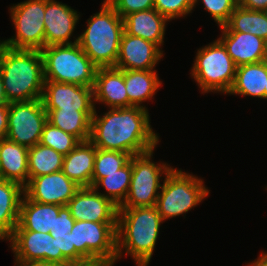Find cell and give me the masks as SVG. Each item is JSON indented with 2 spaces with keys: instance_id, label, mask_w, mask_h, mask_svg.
Wrapping results in <instances>:
<instances>
[{
  "instance_id": "1",
  "label": "cell",
  "mask_w": 267,
  "mask_h": 266,
  "mask_svg": "<svg viewBox=\"0 0 267 266\" xmlns=\"http://www.w3.org/2000/svg\"><path fill=\"white\" fill-rule=\"evenodd\" d=\"M148 109L110 108L91 119L89 141L98 149L129 153L132 156L155 149L159 136L150 125Z\"/></svg>"
},
{
  "instance_id": "2",
  "label": "cell",
  "mask_w": 267,
  "mask_h": 266,
  "mask_svg": "<svg viewBox=\"0 0 267 266\" xmlns=\"http://www.w3.org/2000/svg\"><path fill=\"white\" fill-rule=\"evenodd\" d=\"M0 76L9 103L41 99L45 81L41 51L0 43Z\"/></svg>"
},
{
  "instance_id": "3",
  "label": "cell",
  "mask_w": 267,
  "mask_h": 266,
  "mask_svg": "<svg viewBox=\"0 0 267 266\" xmlns=\"http://www.w3.org/2000/svg\"><path fill=\"white\" fill-rule=\"evenodd\" d=\"M163 222L156 206L118 208L117 260L125 249L136 266H148Z\"/></svg>"
},
{
  "instance_id": "4",
  "label": "cell",
  "mask_w": 267,
  "mask_h": 266,
  "mask_svg": "<svg viewBox=\"0 0 267 266\" xmlns=\"http://www.w3.org/2000/svg\"><path fill=\"white\" fill-rule=\"evenodd\" d=\"M90 16L78 44L98 68L115 67L124 33V21L106 1Z\"/></svg>"
},
{
  "instance_id": "5",
  "label": "cell",
  "mask_w": 267,
  "mask_h": 266,
  "mask_svg": "<svg viewBox=\"0 0 267 266\" xmlns=\"http://www.w3.org/2000/svg\"><path fill=\"white\" fill-rule=\"evenodd\" d=\"M44 80L94 86L98 67L84 53L78 42L51 45L41 50Z\"/></svg>"
},
{
  "instance_id": "6",
  "label": "cell",
  "mask_w": 267,
  "mask_h": 266,
  "mask_svg": "<svg viewBox=\"0 0 267 266\" xmlns=\"http://www.w3.org/2000/svg\"><path fill=\"white\" fill-rule=\"evenodd\" d=\"M209 191L201 178L172 168L165 175L156 208L166 221L188 213L208 196Z\"/></svg>"
},
{
  "instance_id": "7",
  "label": "cell",
  "mask_w": 267,
  "mask_h": 266,
  "mask_svg": "<svg viewBox=\"0 0 267 266\" xmlns=\"http://www.w3.org/2000/svg\"><path fill=\"white\" fill-rule=\"evenodd\" d=\"M237 66L223 43L217 39L198 49L191 75L202 93L228 94L235 80Z\"/></svg>"
},
{
  "instance_id": "8",
  "label": "cell",
  "mask_w": 267,
  "mask_h": 266,
  "mask_svg": "<svg viewBox=\"0 0 267 266\" xmlns=\"http://www.w3.org/2000/svg\"><path fill=\"white\" fill-rule=\"evenodd\" d=\"M153 152L154 149H151L132 156L130 187L124 203L119 208L156 206L162 176L168 174L172 167L168 163L156 164L152 160Z\"/></svg>"
},
{
  "instance_id": "9",
  "label": "cell",
  "mask_w": 267,
  "mask_h": 266,
  "mask_svg": "<svg viewBox=\"0 0 267 266\" xmlns=\"http://www.w3.org/2000/svg\"><path fill=\"white\" fill-rule=\"evenodd\" d=\"M117 222L75 221L72 245L86 261L113 266L117 260Z\"/></svg>"
},
{
  "instance_id": "10",
  "label": "cell",
  "mask_w": 267,
  "mask_h": 266,
  "mask_svg": "<svg viewBox=\"0 0 267 266\" xmlns=\"http://www.w3.org/2000/svg\"><path fill=\"white\" fill-rule=\"evenodd\" d=\"M16 30L14 37L0 43L13 49L39 50L45 47V0H26L10 7Z\"/></svg>"
},
{
  "instance_id": "11",
  "label": "cell",
  "mask_w": 267,
  "mask_h": 266,
  "mask_svg": "<svg viewBox=\"0 0 267 266\" xmlns=\"http://www.w3.org/2000/svg\"><path fill=\"white\" fill-rule=\"evenodd\" d=\"M47 112L41 99L9 103L6 139L26 148L40 142Z\"/></svg>"
},
{
  "instance_id": "12",
  "label": "cell",
  "mask_w": 267,
  "mask_h": 266,
  "mask_svg": "<svg viewBox=\"0 0 267 266\" xmlns=\"http://www.w3.org/2000/svg\"><path fill=\"white\" fill-rule=\"evenodd\" d=\"M15 259L44 260L55 266L71 264L62 253H57L55 238L50 233L36 231H14L7 239Z\"/></svg>"
},
{
  "instance_id": "13",
  "label": "cell",
  "mask_w": 267,
  "mask_h": 266,
  "mask_svg": "<svg viewBox=\"0 0 267 266\" xmlns=\"http://www.w3.org/2000/svg\"><path fill=\"white\" fill-rule=\"evenodd\" d=\"M45 110L95 112L93 88L78 84L44 81L41 97Z\"/></svg>"
},
{
  "instance_id": "14",
  "label": "cell",
  "mask_w": 267,
  "mask_h": 266,
  "mask_svg": "<svg viewBox=\"0 0 267 266\" xmlns=\"http://www.w3.org/2000/svg\"><path fill=\"white\" fill-rule=\"evenodd\" d=\"M81 187L62 171L29 178L24 194L32 201L66 206Z\"/></svg>"
},
{
  "instance_id": "15",
  "label": "cell",
  "mask_w": 267,
  "mask_h": 266,
  "mask_svg": "<svg viewBox=\"0 0 267 266\" xmlns=\"http://www.w3.org/2000/svg\"><path fill=\"white\" fill-rule=\"evenodd\" d=\"M75 221L117 222L118 206L92 187H81L67 203Z\"/></svg>"
},
{
  "instance_id": "16",
  "label": "cell",
  "mask_w": 267,
  "mask_h": 266,
  "mask_svg": "<svg viewBox=\"0 0 267 266\" xmlns=\"http://www.w3.org/2000/svg\"><path fill=\"white\" fill-rule=\"evenodd\" d=\"M163 56L162 48L141 37L122 35L115 68L119 70H155Z\"/></svg>"
},
{
  "instance_id": "17",
  "label": "cell",
  "mask_w": 267,
  "mask_h": 266,
  "mask_svg": "<svg viewBox=\"0 0 267 266\" xmlns=\"http://www.w3.org/2000/svg\"><path fill=\"white\" fill-rule=\"evenodd\" d=\"M80 14L70 6L56 0H45L44 29L45 47L51 45L73 44L70 41Z\"/></svg>"
},
{
  "instance_id": "18",
  "label": "cell",
  "mask_w": 267,
  "mask_h": 266,
  "mask_svg": "<svg viewBox=\"0 0 267 266\" xmlns=\"http://www.w3.org/2000/svg\"><path fill=\"white\" fill-rule=\"evenodd\" d=\"M236 66L267 60V42L251 33L222 32L218 38Z\"/></svg>"
},
{
  "instance_id": "19",
  "label": "cell",
  "mask_w": 267,
  "mask_h": 266,
  "mask_svg": "<svg viewBox=\"0 0 267 266\" xmlns=\"http://www.w3.org/2000/svg\"><path fill=\"white\" fill-rule=\"evenodd\" d=\"M94 104L110 108H128L124 70L115 67L98 68L93 86Z\"/></svg>"
},
{
  "instance_id": "20",
  "label": "cell",
  "mask_w": 267,
  "mask_h": 266,
  "mask_svg": "<svg viewBox=\"0 0 267 266\" xmlns=\"http://www.w3.org/2000/svg\"><path fill=\"white\" fill-rule=\"evenodd\" d=\"M124 31L129 35L153 42L159 48L163 45L166 23L169 20L155 8L133 12L123 18Z\"/></svg>"
},
{
  "instance_id": "21",
  "label": "cell",
  "mask_w": 267,
  "mask_h": 266,
  "mask_svg": "<svg viewBox=\"0 0 267 266\" xmlns=\"http://www.w3.org/2000/svg\"><path fill=\"white\" fill-rule=\"evenodd\" d=\"M63 206L44 204L22 196L18 224L14 231H36L50 233L54 228L55 217Z\"/></svg>"
},
{
  "instance_id": "22",
  "label": "cell",
  "mask_w": 267,
  "mask_h": 266,
  "mask_svg": "<svg viewBox=\"0 0 267 266\" xmlns=\"http://www.w3.org/2000/svg\"><path fill=\"white\" fill-rule=\"evenodd\" d=\"M0 179L22 187L28 184V148L6 138L0 140Z\"/></svg>"
},
{
  "instance_id": "23",
  "label": "cell",
  "mask_w": 267,
  "mask_h": 266,
  "mask_svg": "<svg viewBox=\"0 0 267 266\" xmlns=\"http://www.w3.org/2000/svg\"><path fill=\"white\" fill-rule=\"evenodd\" d=\"M96 147L88 140L80 142L63 159L62 172L80 187H91Z\"/></svg>"
},
{
  "instance_id": "24",
  "label": "cell",
  "mask_w": 267,
  "mask_h": 266,
  "mask_svg": "<svg viewBox=\"0 0 267 266\" xmlns=\"http://www.w3.org/2000/svg\"><path fill=\"white\" fill-rule=\"evenodd\" d=\"M22 195L20 184L0 179V240L8 239L18 224Z\"/></svg>"
},
{
  "instance_id": "25",
  "label": "cell",
  "mask_w": 267,
  "mask_h": 266,
  "mask_svg": "<svg viewBox=\"0 0 267 266\" xmlns=\"http://www.w3.org/2000/svg\"><path fill=\"white\" fill-rule=\"evenodd\" d=\"M124 83L128 95V108L146 109L147 107L141 104L151 100L162 84L156 70H124Z\"/></svg>"
},
{
  "instance_id": "26",
  "label": "cell",
  "mask_w": 267,
  "mask_h": 266,
  "mask_svg": "<svg viewBox=\"0 0 267 266\" xmlns=\"http://www.w3.org/2000/svg\"><path fill=\"white\" fill-rule=\"evenodd\" d=\"M267 83V60L238 66L235 80L228 94L264 99Z\"/></svg>"
},
{
  "instance_id": "27",
  "label": "cell",
  "mask_w": 267,
  "mask_h": 266,
  "mask_svg": "<svg viewBox=\"0 0 267 266\" xmlns=\"http://www.w3.org/2000/svg\"><path fill=\"white\" fill-rule=\"evenodd\" d=\"M47 121L66 133L77 137L81 142L88 141L91 133V119L94 112L77 110H45Z\"/></svg>"
},
{
  "instance_id": "28",
  "label": "cell",
  "mask_w": 267,
  "mask_h": 266,
  "mask_svg": "<svg viewBox=\"0 0 267 266\" xmlns=\"http://www.w3.org/2000/svg\"><path fill=\"white\" fill-rule=\"evenodd\" d=\"M222 32L251 33L267 42V11H254L237 6L229 21L220 26Z\"/></svg>"
},
{
  "instance_id": "29",
  "label": "cell",
  "mask_w": 267,
  "mask_h": 266,
  "mask_svg": "<svg viewBox=\"0 0 267 266\" xmlns=\"http://www.w3.org/2000/svg\"><path fill=\"white\" fill-rule=\"evenodd\" d=\"M132 176V157L131 160L122 168L112 174H104L92 188L98 192L100 186L103 187L107 193H100L107 199L111 200L116 206L120 207L127 196Z\"/></svg>"
},
{
  "instance_id": "30",
  "label": "cell",
  "mask_w": 267,
  "mask_h": 266,
  "mask_svg": "<svg viewBox=\"0 0 267 266\" xmlns=\"http://www.w3.org/2000/svg\"><path fill=\"white\" fill-rule=\"evenodd\" d=\"M63 159L62 154L40 143L28 148L29 178L61 171Z\"/></svg>"
},
{
  "instance_id": "31",
  "label": "cell",
  "mask_w": 267,
  "mask_h": 266,
  "mask_svg": "<svg viewBox=\"0 0 267 266\" xmlns=\"http://www.w3.org/2000/svg\"><path fill=\"white\" fill-rule=\"evenodd\" d=\"M131 157L132 155L129 153L96 148L91 187L100 178H103L104 174H112L125 166Z\"/></svg>"
},
{
  "instance_id": "32",
  "label": "cell",
  "mask_w": 267,
  "mask_h": 266,
  "mask_svg": "<svg viewBox=\"0 0 267 266\" xmlns=\"http://www.w3.org/2000/svg\"><path fill=\"white\" fill-rule=\"evenodd\" d=\"M80 142L77 137L64 132L47 121L43 127L39 143L43 146L53 148L58 153L66 156Z\"/></svg>"
},
{
  "instance_id": "33",
  "label": "cell",
  "mask_w": 267,
  "mask_h": 266,
  "mask_svg": "<svg viewBox=\"0 0 267 266\" xmlns=\"http://www.w3.org/2000/svg\"><path fill=\"white\" fill-rule=\"evenodd\" d=\"M154 8L171 21L192 13L194 0H155Z\"/></svg>"
},
{
  "instance_id": "34",
  "label": "cell",
  "mask_w": 267,
  "mask_h": 266,
  "mask_svg": "<svg viewBox=\"0 0 267 266\" xmlns=\"http://www.w3.org/2000/svg\"><path fill=\"white\" fill-rule=\"evenodd\" d=\"M199 1L219 27L225 25L229 21L231 13L237 7L231 0H194V7Z\"/></svg>"
},
{
  "instance_id": "35",
  "label": "cell",
  "mask_w": 267,
  "mask_h": 266,
  "mask_svg": "<svg viewBox=\"0 0 267 266\" xmlns=\"http://www.w3.org/2000/svg\"><path fill=\"white\" fill-rule=\"evenodd\" d=\"M123 19L126 15L153 9L155 0H106Z\"/></svg>"
},
{
  "instance_id": "36",
  "label": "cell",
  "mask_w": 267,
  "mask_h": 266,
  "mask_svg": "<svg viewBox=\"0 0 267 266\" xmlns=\"http://www.w3.org/2000/svg\"><path fill=\"white\" fill-rule=\"evenodd\" d=\"M55 238L57 245V253H62V255L71 263H84L87 262L76 250L74 245H72V233L61 234V235H51Z\"/></svg>"
},
{
  "instance_id": "37",
  "label": "cell",
  "mask_w": 267,
  "mask_h": 266,
  "mask_svg": "<svg viewBox=\"0 0 267 266\" xmlns=\"http://www.w3.org/2000/svg\"><path fill=\"white\" fill-rule=\"evenodd\" d=\"M75 219L71 216L70 210L67 206H63L59 210V214L55 217L54 228H51V235H61L70 233Z\"/></svg>"
},
{
  "instance_id": "38",
  "label": "cell",
  "mask_w": 267,
  "mask_h": 266,
  "mask_svg": "<svg viewBox=\"0 0 267 266\" xmlns=\"http://www.w3.org/2000/svg\"><path fill=\"white\" fill-rule=\"evenodd\" d=\"M9 105L0 106V140L5 139L8 132Z\"/></svg>"
},
{
  "instance_id": "39",
  "label": "cell",
  "mask_w": 267,
  "mask_h": 266,
  "mask_svg": "<svg viewBox=\"0 0 267 266\" xmlns=\"http://www.w3.org/2000/svg\"><path fill=\"white\" fill-rule=\"evenodd\" d=\"M240 6L254 11H267V0H243Z\"/></svg>"
},
{
  "instance_id": "40",
  "label": "cell",
  "mask_w": 267,
  "mask_h": 266,
  "mask_svg": "<svg viewBox=\"0 0 267 266\" xmlns=\"http://www.w3.org/2000/svg\"><path fill=\"white\" fill-rule=\"evenodd\" d=\"M15 266H55L52 263L46 262L44 260H22L15 259Z\"/></svg>"
},
{
  "instance_id": "41",
  "label": "cell",
  "mask_w": 267,
  "mask_h": 266,
  "mask_svg": "<svg viewBox=\"0 0 267 266\" xmlns=\"http://www.w3.org/2000/svg\"><path fill=\"white\" fill-rule=\"evenodd\" d=\"M247 266H267V252L263 251L256 260L252 261Z\"/></svg>"
},
{
  "instance_id": "42",
  "label": "cell",
  "mask_w": 267,
  "mask_h": 266,
  "mask_svg": "<svg viewBox=\"0 0 267 266\" xmlns=\"http://www.w3.org/2000/svg\"><path fill=\"white\" fill-rule=\"evenodd\" d=\"M67 266H111V265L102 261H87L84 263H73Z\"/></svg>"
},
{
  "instance_id": "43",
  "label": "cell",
  "mask_w": 267,
  "mask_h": 266,
  "mask_svg": "<svg viewBox=\"0 0 267 266\" xmlns=\"http://www.w3.org/2000/svg\"><path fill=\"white\" fill-rule=\"evenodd\" d=\"M9 105V102L6 98V93L4 89V85L0 76V106Z\"/></svg>"
},
{
  "instance_id": "44",
  "label": "cell",
  "mask_w": 267,
  "mask_h": 266,
  "mask_svg": "<svg viewBox=\"0 0 267 266\" xmlns=\"http://www.w3.org/2000/svg\"><path fill=\"white\" fill-rule=\"evenodd\" d=\"M232 2H234L237 6H240L243 2V0H231Z\"/></svg>"
},
{
  "instance_id": "45",
  "label": "cell",
  "mask_w": 267,
  "mask_h": 266,
  "mask_svg": "<svg viewBox=\"0 0 267 266\" xmlns=\"http://www.w3.org/2000/svg\"><path fill=\"white\" fill-rule=\"evenodd\" d=\"M264 99L267 100V83H266L265 90H264Z\"/></svg>"
}]
</instances>
